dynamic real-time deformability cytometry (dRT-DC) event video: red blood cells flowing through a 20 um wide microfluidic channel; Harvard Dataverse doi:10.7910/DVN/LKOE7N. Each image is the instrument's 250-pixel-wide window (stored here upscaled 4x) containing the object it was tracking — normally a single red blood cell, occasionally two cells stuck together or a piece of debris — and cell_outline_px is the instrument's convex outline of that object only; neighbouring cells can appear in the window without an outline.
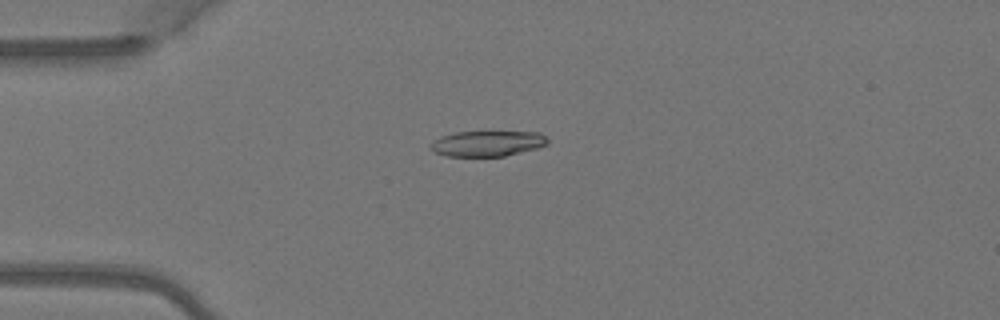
{"species": "Egyptian fruit bat (a non-hibernating species)", "species_latin": "Rousettus aegyptiacus", "temperature_condition": "warm", "stored_images_in_passage": 6, "camera_frame_rate_fps": 3000, "um_per_image_px": 0.085, "animal": {"sex": "female"}, "frame": {"image": 1, "passage_image": 4, "time_ms": 1.0, "image_size_px": [1000, 320], "cell_outline_px": [[548, 144], [536, 148], [504, 156], [448, 156], [436, 152], [428, 148], [428, 144], [440, 136], [456, 132], [540, 132], [548, 140]], "centroid_in_image_um": [41.39, 12.19], "position_along_channel_um": 43.6, "area_um2": 17.34}}
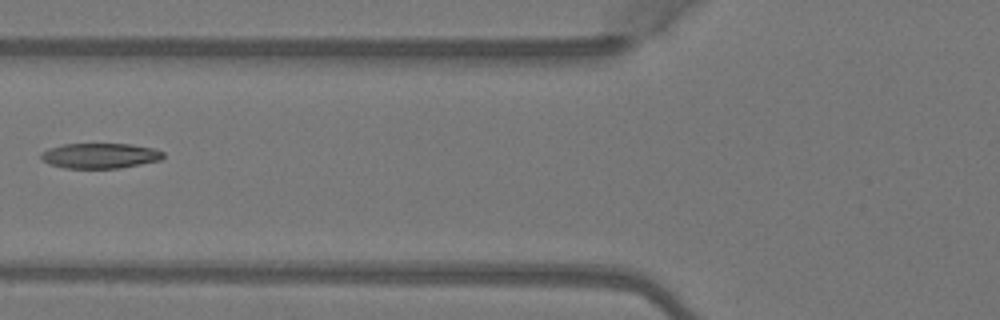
{"frame": {"image": 2, "passage_image": 6, "time_ms": 1.667, "image_size_px": [1000, 320], "cell_outline_px": [[164, 156], [160, 160], [120, 168], [64, 168], [48, 164], [40, 156], [40, 152], [48, 148], [64, 144], [132, 144], [152, 148], [164, 152]], "centroid_in_image_um": [8.48, 13.23], "position_along_channel_um": 117.3, "area_um2": 17.98}}